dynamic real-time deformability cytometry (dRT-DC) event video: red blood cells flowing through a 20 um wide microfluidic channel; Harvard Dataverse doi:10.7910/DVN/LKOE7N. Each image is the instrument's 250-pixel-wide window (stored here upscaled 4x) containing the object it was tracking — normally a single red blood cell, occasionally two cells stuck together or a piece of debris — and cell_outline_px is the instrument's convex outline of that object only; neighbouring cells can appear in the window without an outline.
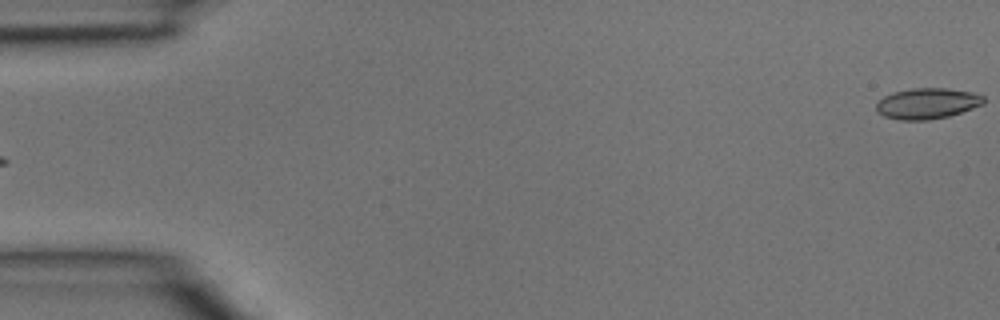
{"species": "common noctule bat (a hibernating species)", "species_latin": "Nyctalus noctula", "temperature_condition": "room temperature", "stored_images_in_passage": 4, "segment_of_instrument_passage": [2, 2], "camera_frame_rate_fps": 3000, "um_per_image_px": 0.085, "animal": {"sex": "male", "body_mass_g": 15.6}, "frame": {"image": 1, "passage_image": 4, "time_ms": 1.0, "image_size_px": [1000, 320], "cell_outline_px": [[984, 104], [948, 116], [928, 120], [900, 120], [884, 116], [876, 108], [876, 104], [884, 96], [892, 92], [912, 88], [948, 88], [972, 92], [984, 96]], "centroid_in_image_um": [78.82, 8.78], "position_along_channel_um": 6.2, "area_um2": 19.19}}